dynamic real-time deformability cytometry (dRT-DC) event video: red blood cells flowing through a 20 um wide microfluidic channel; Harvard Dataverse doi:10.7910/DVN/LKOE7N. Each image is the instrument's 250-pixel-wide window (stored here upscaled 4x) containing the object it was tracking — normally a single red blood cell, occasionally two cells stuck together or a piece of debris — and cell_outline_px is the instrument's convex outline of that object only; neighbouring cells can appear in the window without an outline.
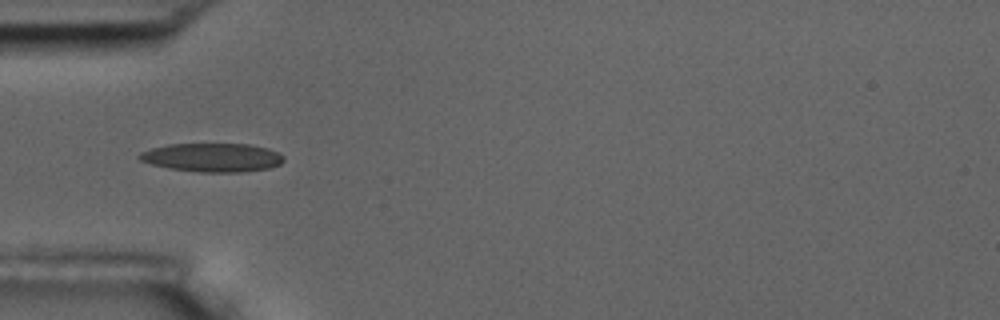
{"species": "common noctule bat (a hibernating species)", "species_latin": "Nyctalus noctula", "temperature_condition": "room temperature", "stored_images_in_passage": 9, "camera_frame_rate_fps": 3000, "um_per_image_px": 0.085, "animal": {"sex": "male", "body_mass_g": 17.5, "forearm_length_mm": 52.3}, "frame": {"image": 1, "passage_image": 4, "time_ms": 3.333, "image_size_px": [1000, 320], "cell_outline_px": [[284, 160], [280, 164], [268, 168], [240, 172], [200, 172], [168, 168], [152, 164], [140, 160], [136, 156], [140, 152], [152, 148], [168, 144], [248, 144], [268, 148], [284, 156]], "centroid_in_image_um": [18.03, 13.38], "position_along_channel_um": 67.0, "area_um2": 24.04}}
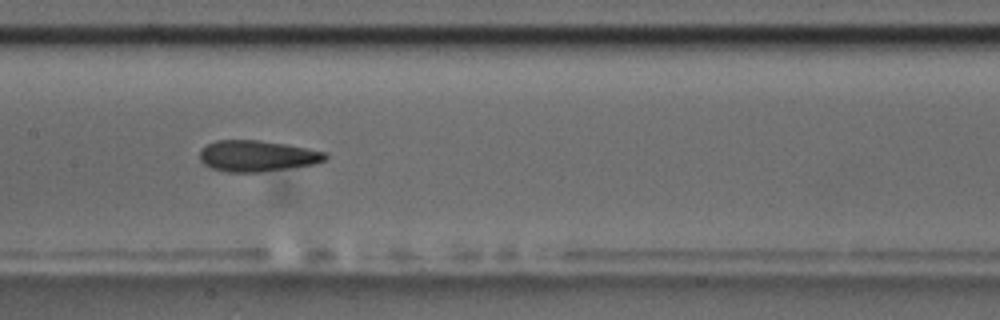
{"frame": {"image": 2, "passage_image": 7, "time_ms": 6.667, "image_size_px": [1000, 320], "cell_outline_px": [[328, 156], [324, 160], [316, 164], [260, 172], [228, 172], [212, 168], [204, 164], [200, 160], [200, 148], [204, 144], [216, 140], [260, 140], [284, 144], [328, 152]], "centroid_in_image_um": [21.83, 13.25], "position_along_channel_um": 185.6, "area_um2": 22.89}}
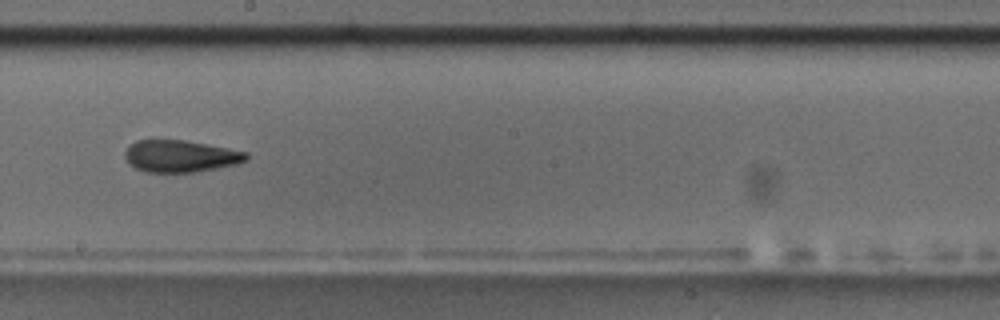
{"frame": {"image": 3, "passage_image": 8, "time_ms": 8.0, "image_size_px": [1000, 320], "cell_outline_px": [[248, 160], [236, 164], [196, 172], [144, 172], [136, 168], [124, 156], [124, 152], [136, 140], [184, 140], [248, 152]], "centroid_in_image_um": [15.36, 13.27], "position_along_channel_um": 232.8, "area_um2": 22.37}}